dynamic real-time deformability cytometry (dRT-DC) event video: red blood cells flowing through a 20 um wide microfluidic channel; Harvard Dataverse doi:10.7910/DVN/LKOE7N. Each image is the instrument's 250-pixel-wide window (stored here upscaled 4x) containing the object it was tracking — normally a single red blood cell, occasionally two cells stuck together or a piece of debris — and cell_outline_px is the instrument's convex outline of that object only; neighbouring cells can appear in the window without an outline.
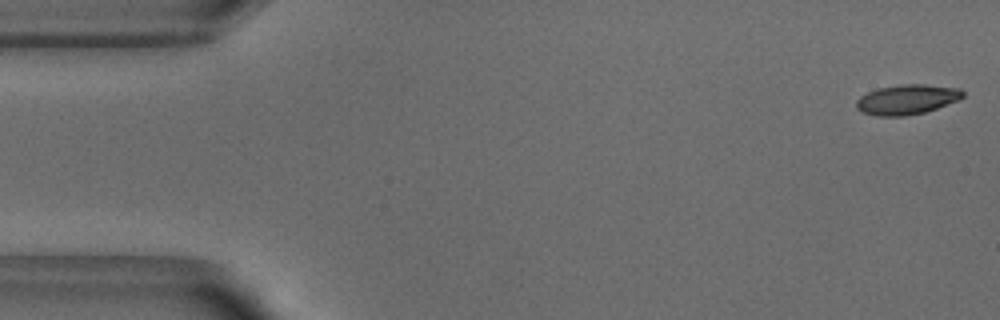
{"species": "common noctule bat (a hibernating species)", "species_latin": "Nyctalus noctula", "temperature_condition": "warm", "stored_images_in_passage": 51, "camera_frame_rate_fps": 3000, "um_per_image_px": 0.085, "animal": {"sex": "male", "body_mass_g": 18.8}, "frame": {"image": 1, "passage_image": 1, "time_ms": 0.0, "image_size_px": [1000, 320], "cell_outline_px": [[964, 96], [960, 100], [924, 112], [904, 116], [876, 116], [860, 112], [856, 108], [856, 100], [860, 96], [868, 92], [880, 88], [900, 84], [924, 84], [960, 88], [964, 92]], "centroid_in_image_um": [77.09, 8.46], "position_along_channel_um": 7.9, "area_um2": 18.67}}
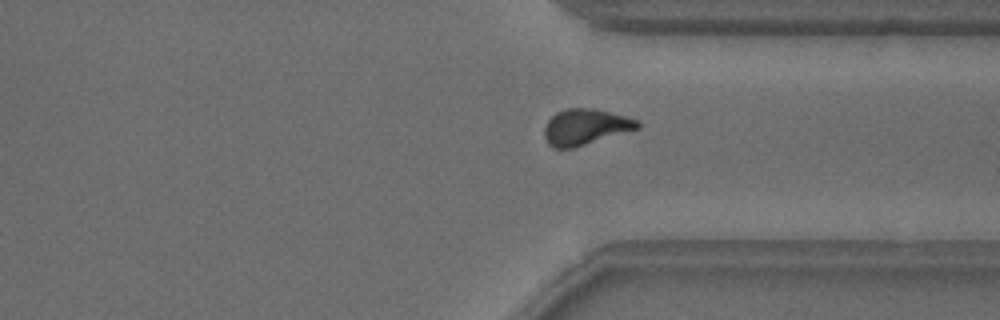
{"frame": {"image": 2, "passage_image": 38, "time_ms": 12.333, "image_size_px": [1000, 320], "cell_outline_px": [[640, 128], [572, 148], [552, 148], [548, 144], [544, 136], [544, 128], [548, 120], [556, 112], [564, 108], [592, 108], [624, 116], [636, 120], [640, 124]], "centroid_in_image_um": [49.71, 10.79], "position_along_channel_um": 361.7, "area_um2": 19.31}}
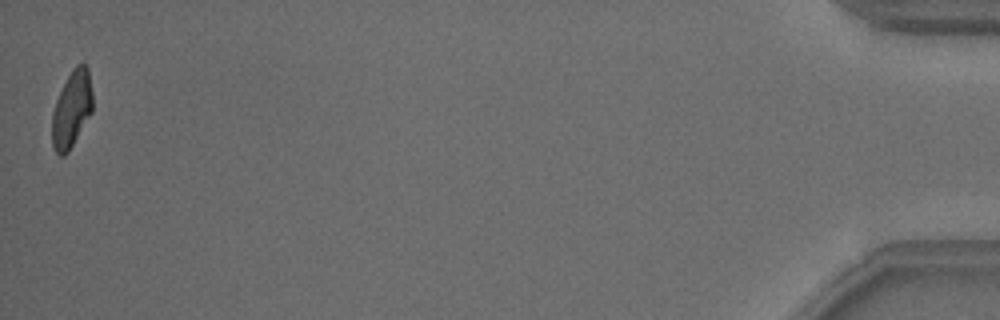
{"frame": {"image": 3, "passage_image": 51, "time_ms": 16.667, "image_size_px": [1000, 320], "cell_outline_px": [[92, 112], [68, 152], [64, 156], [60, 156], [56, 152], [52, 144], [52, 112], [56, 100], [72, 68], [76, 64], [84, 64], [88, 68], [92, 92]], "centroid_in_image_um": [6.09, 9.28], "position_along_channel_um": 429.1, "area_um2": 17.98}, "authors_computed_cell_mechanics": {"area_um2": 19.2474, "velocity_mm_per_s": 3.8544, "shape_relaxation_time_tau1_ms": 5.0995, "shape_relaxation_time_tau2_ms": 1.8754, "deformation_change_tau1": 0.1764, "deformation_change_tau2": 0.0869}}